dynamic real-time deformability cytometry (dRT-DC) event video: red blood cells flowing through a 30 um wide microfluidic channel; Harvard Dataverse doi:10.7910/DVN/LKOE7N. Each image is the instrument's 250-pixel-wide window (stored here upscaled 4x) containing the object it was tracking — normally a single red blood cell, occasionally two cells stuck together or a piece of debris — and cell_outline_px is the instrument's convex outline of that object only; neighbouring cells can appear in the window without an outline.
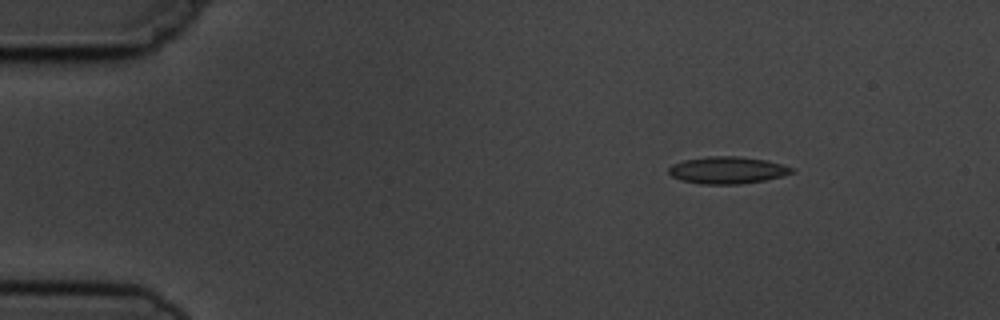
{"species": "common noctule bat (a hibernating species)", "species_latin": "Nyctalus noctula", "temperature_condition": "cold", "stored_images_in_passage": 5, "camera_frame_rate_fps": 3000, "um_per_image_px": 0.085, "animal": {"sex": "male", "body_mass_g": 19.5, "forearm_length_mm": 54.6}, "frame": {"image": 1, "passage_image": 2, "time_ms": 2.0, "image_size_px": [1000, 320], "cell_outline_px": [[792, 172], [784, 176], [764, 180], [740, 184], [700, 184], [680, 180], [672, 176], [668, 172], [668, 168], [672, 164], [684, 160], [708, 156], [740, 156], [768, 160], [792, 168]], "centroid_in_image_um": [61.79, 14.46], "position_along_channel_um": 23.2, "area_um2": 19.42}}
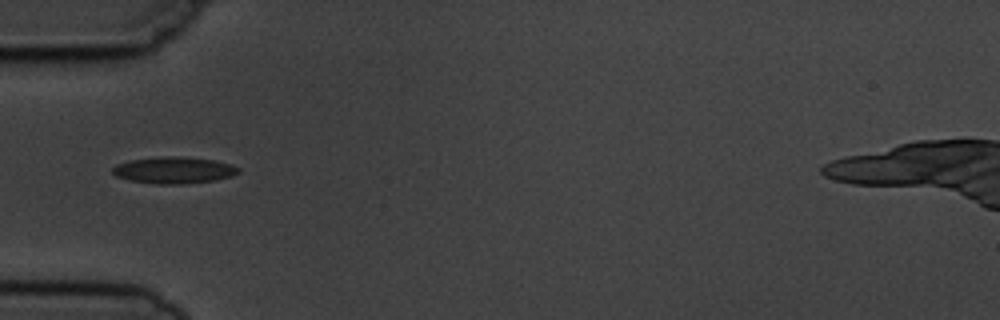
{"frame": {"image": 2, "passage_image": 5, "time_ms": 5.333, "image_size_px": [1000, 320], "cell_outline_px": [[240, 172], [232, 176], [216, 180], [180, 184], [156, 184], [128, 180], [116, 176], [112, 172], [112, 168], [116, 164], [128, 160], [164, 156], [176, 156], [216, 160], [232, 164], [240, 168]], "centroid_in_image_um": [14.79, 14.46], "position_along_channel_um": 70.2, "area_um2": 19.71}}